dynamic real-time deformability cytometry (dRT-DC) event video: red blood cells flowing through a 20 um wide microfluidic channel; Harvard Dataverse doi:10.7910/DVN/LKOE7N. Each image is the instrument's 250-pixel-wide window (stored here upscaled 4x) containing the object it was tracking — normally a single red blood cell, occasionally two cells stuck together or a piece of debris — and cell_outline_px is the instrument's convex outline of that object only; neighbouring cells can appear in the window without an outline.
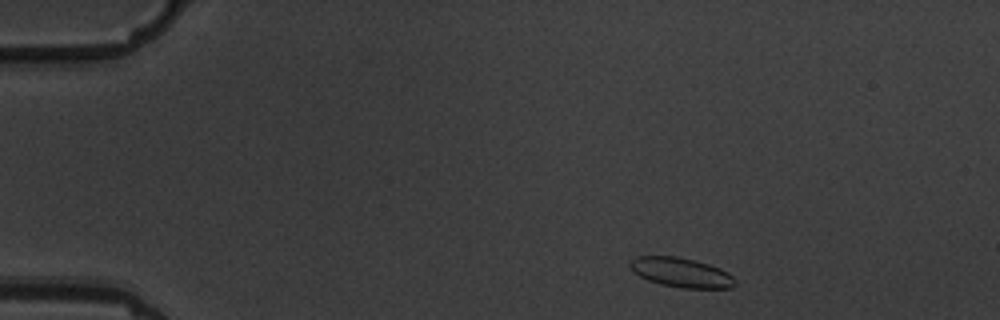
{"species": "common noctule bat (a hibernating species)", "species_latin": "Nyctalus noctula", "temperature_condition": "warm", "stored_images_in_passage": 3, "camera_frame_rate_fps": 3000, "um_per_image_px": 0.085, "animal": {"sex": "male", "body_mass_g": 19.5, "forearm_length_mm": 54.6}, "frame": {"image": 1, "passage_image": 1, "time_ms": 0.0, "image_size_px": [1000, 320], "cell_outline_px": [[736, 284], [732, 288], [680, 288], [660, 284], [648, 280], [640, 276], [628, 264], [636, 256], [676, 256], [708, 264], [720, 268], [732, 276], [736, 280]], "centroid_in_image_um": [57.92, 23.17], "position_along_channel_um": 27.1, "area_um2": 17.92}}